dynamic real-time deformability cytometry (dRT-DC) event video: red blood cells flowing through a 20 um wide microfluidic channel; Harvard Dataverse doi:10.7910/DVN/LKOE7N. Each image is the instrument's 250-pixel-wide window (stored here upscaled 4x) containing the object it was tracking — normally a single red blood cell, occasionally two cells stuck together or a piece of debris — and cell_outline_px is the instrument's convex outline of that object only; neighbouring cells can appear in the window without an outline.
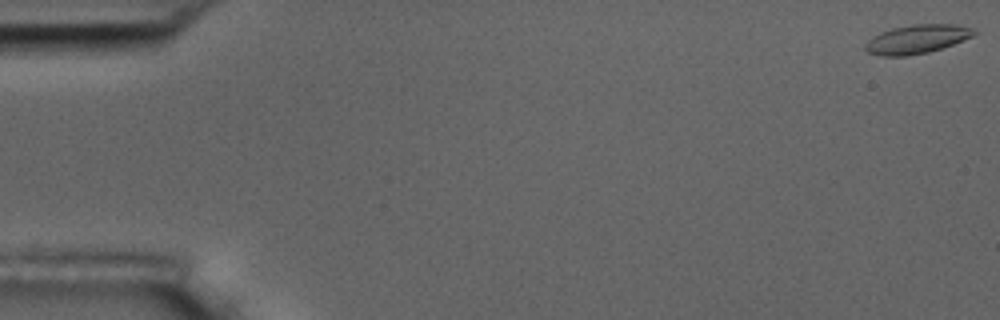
{"species": "common noctule bat (a hibernating species)", "species_latin": "Nyctalus noctula", "temperature_condition": "room temperature", "stored_images_in_passage": 6, "camera_frame_rate_fps": 3000, "um_per_image_px": 0.085, "animal": {"sex": "male", "body_mass_g": 17.5, "forearm_length_mm": 52.3}, "frame": {"image": 1, "passage_image": 1, "time_ms": 0.0, "image_size_px": [1000, 320], "cell_outline_px": [[980, 32], [972, 36], [952, 44], [928, 52], [908, 56], [880, 56], [868, 52], [864, 48], [864, 44], [872, 36], [880, 32], [892, 28], [912, 24], [956, 24], [972, 28]], "centroid_in_image_um": [77.91, 3.32], "position_along_channel_um": 7.1, "area_um2": 18.32}}